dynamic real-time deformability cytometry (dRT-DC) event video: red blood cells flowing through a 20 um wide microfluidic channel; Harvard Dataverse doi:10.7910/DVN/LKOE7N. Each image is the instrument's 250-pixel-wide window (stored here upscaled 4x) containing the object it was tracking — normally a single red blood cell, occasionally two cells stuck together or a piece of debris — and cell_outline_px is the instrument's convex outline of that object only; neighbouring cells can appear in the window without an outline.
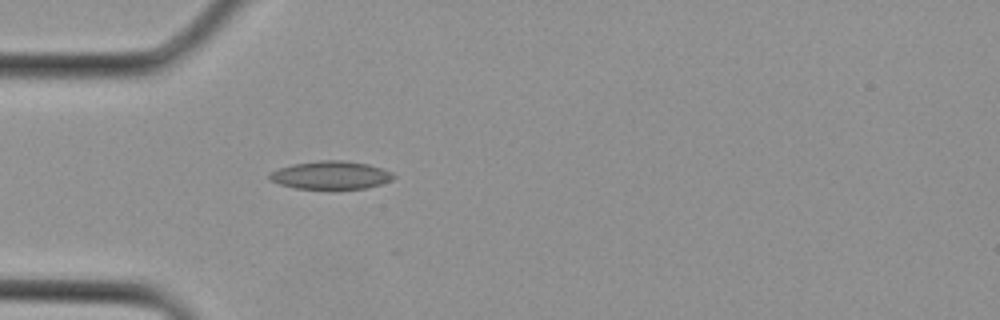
{"species": "Egyptian fruit bat (a non-hibernating species)", "species_latin": "Rousettus aegyptiacus", "temperature_condition": "cold", "stored_images_in_passage": 2, "camera_frame_rate_fps": 3000, "um_per_image_px": 0.085, "animal": {"sex": "female"}, "frame": {"image": 1, "passage_image": 2, "time_ms": 0.333, "image_size_px": [1000, 320], "cell_outline_px": [[396, 176], [392, 180], [380, 184], [364, 188], [332, 192], [296, 188], [280, 184], [272, 180], [268, 176], [268, 172], [292, 164], [320, 160], [344, 160], [368, 164], [392, 172]], "centroid_in_image_um": [28.11, 14.93], "position_along_channel_um": 56.9, "area_um2": 21.04}}